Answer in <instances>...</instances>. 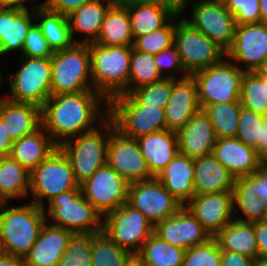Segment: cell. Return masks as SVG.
I'll return each mask as SVG.
<instances>
[{
  "mask_svg": "<svg viewBox=\"0 0 267 266\" xmlns=\"http://www.w3.org/2000/svg\"><path fill=\"white\" fill-rule=\"evenodd\" d=\"M255 72L263 79H267V58L263 63L255 70Z\"/></svg>",
  "mask_w": 267,
  "mask_h": 266,
  "instance_id": "94428289",
  "label": "cell"
},
{
  "mask_svg": "<svg viewBox=\"0 0 267 266\" xmlns=\"http://www.w3.org/2000/svg\"><path fill=\"white\" fill-rule=\"evenodd\" d=\"M0 266H27L24 257L0 252Z\"/></svg>",
  "mask_w": 267,
  "mask_h": 266,
  "instance_id": "6f0895ef",
  "label": "cell"
},
{
  "mask_svg": "<svg viewBox=\"0 0 267 266\" xmlns=\"http://www.w3.org/2000/svg\"><path fill=\"white\" fill-rule=\"evenodd\" d=\"M6 204L0 203V252L25 257L46 223L45 209L34 203L5 209Z\"/></svg>",
  "mask_w": 267,
  "mask_h": 266,
  "instance_id": "7a4b0ae2",
  "label": "cell"
},
{
  "mask_svg": "<svg viewBox=\"0 0 267 266\" xmlns=\"http://www.w3.org/2000/svg\"><path fill=\"white\" fill-rule=\"evenodd\" d=\"M236 138L254 148L264 159L267 156V116L242 107Z\"/></svg>",
  "mask_w": 267,
  "mask_h": 266,
  "instance_id": "74e56055",
  "label": "cell"
},
{
  "mask_svg": "<svg viewBox=\"0 0 267 266\" xmlns=\"http://www.w3.org/2000/svg\"><path fill=\"white\" fill-rule=\"evenodd\" d=\"M108 117L117 130L133 139L167 130L164 108L137 105L127 94L108 102Z\"/></svg>",
  "mask_w": 267,
  "mask_h": 266,
  "instance_id": "52a82bcc",
  "label": "cell"
},
{
  "mask_svg": "<svg viewBox=\"0 0 267 266\" xmlns=\"http://www.w3.org/2000/svg\"><path fill=\"white\" fill-rule=\"evenodd\" d=\"M129 186L108 164L80 185L84 197L102 217L128 202Z\"/></svg>",
  "mask_w": 267,
  "mask_h": 266,
  "instance_id": "9a60e30c",
  "label": "cell"
},
{
  "mask_svg": "<svg viewBox=\"0 0 267 266\" xmlns=\"http://www.w3.org/2000/svg\"><path fill=\"white\" fill-rule=\"evenodd\" d=\"M30 190V172L10 156L0 157V203L26 197Z\"/></svg>",
  "mask_w": 267,
  "mask_h": 266,
  "instance_id": "8d00e7d4",
  "label": "cell"
},
{
  "mask_svg": "<svg viewBox=\"0 0 267 266\" xmlns=\"http://www.w3.org/2000/svg\"><path fill=\"white\" fill-rule=\"evenodd\" d=\"M133 2H154V3H162L171 7L176 13L181 14L185 6L191 2L190 0H127ZM188 3V4H187Z\"/></svg>",
  "mask_w": 267,
  "mask_h": 266,
  "instance_id": "9f6ffc18",
  "label": "cell"
},
{
  "mask_svg": "<svg viewBox=\"0 0 267 266\" xmlns=\"http://www.w3.org/2000/svg\"><path fill=\"white\" fill-rule=\"evenodd\" d=\"M226 56L245 62V71L254 72L267 58V25L236 24L234 41Z\"/></svg>",
  "mask_w": 267,
  "mask_h": 266,
  "instance_id": "e0dca14e",
  "label": "cell"
},
{
  "mask_svg": "<svg viewBox=\"0 0 267 266\" xmlns=\"http://www.w3.org/2000/svg\"><path fill=\"white\" fill-rule=\"evenodd\" d=\"M1 79H2V74H1V70H0V86H1V83H2L1 82L2 80Z\"/></svg>",
  "mask_w": 267,
  "mask_h": 266,
  "instance_id": "03108f58",
  "label": "cell"
},
{
  "mask_svg": "<svg viewBox=\"0 0 267 266\" xmlns=\"http://www.w3.org/2000/svg\"><path fill=\"white\" fill-rule=\"evenodd\" d=\"M94 0H45L43 2L50 10L64 16H69L82 5Z\"/></svg>",
  "mask_w": 267,
  "mask_h": 266,
  "instance_id": "f907efd6",
  "label": "cell"
},
{
  "mask_svg": "<svg viewBox=\"0 0 267 266\" xmlns=\"http://www.w3.org/2000/svg\"><path fill=\"white\" fill-rule=\"evenodd\" d=\"M223 59L191 75L197 86L202 110L210 104L240 102L242 81L246 71L237 64Z\"/></svg>",
  "mask_w": 267,
  "mask_h": 266,
  "instance_id": "8992f818",
  "label": "cell"
},
{
  "mask_svg": "<svg viewBox=\"0 0 267 266\" xmlns=\"http://www.w3.org/2000/svg\"><path fill=\"white\" fill-rule=\"evenodd\" d=\"M120 1L127 8L134 40L139 36L161 29L172 18L179 15L171 7L162 3Z\"/></svg>",
  "mask_w": 267,
  "mask_h": 266,
  "instance_id": "4316f807",
  "label": "cell"
},
{
  "mask_svg": "<svg viewBox=\"0 0 267 266\" xmlns=\"http://www.w3.org/2000/svg\"><path fill=\"white\" fill-rule=\"evenodd\" d=\"M262 165L267 169V156L262 159Z\"/></svg>",
  "mask_w": 267,
  "mask_h": 266,
  "instance_id": "be15d7a7",
  "label": "cell"
},
{
  "mask_svg": "<svg viewBox=\"0 0 267 266\" xmlns=\"http://www.w3.org/2000/svg\"><path fill=\"white\" fill-rule=\"evenodd\" d=\"M226 9L234 15L236 24L260 23L259 0H223Z\"/></svg>",
  "mask_w": 267,
  "mask_h": 266,
  "instance_id": "7dc6e473",
  "label": "cell"
},
{
  "mask_svg": "<svg viewBox=\"0 0 267 266\" xmlns=\"http://www.w3.org/2000/svg\"><path fill=\"white\" fill-rule=\"evenodd\" d=\"M32 18L34 7L31 12L27 8H0V56L13 50L23 51Z\"/></svg>",
  "mask_w": 267,
  "mask_h": 266,
  "instance_id": "f1b7e54d",
  "label": "cell"
},
{
  "mask_svg": "<svg viewBox=\"0 0 267 266\" xmlns=\"http://www.w3.org/2000/svg\"><path fill=\"white\" fill-rule=\"evenodd\" d=\"M185 250L152 234L135 255L141 266H183Z\"/></svg>",
  "mask_w": 267,
  "mask_h": 266,
  "instance_id": "d590c367",
  "label": "cell"
},
{
  "mask_svg": "<svg viewBox=\"0 0 267 266\" xmlns=\"http://www.w3.org/2000/svg\"><path fill=\"white\" fill-rule=\"evenodd\" d=\"M254 233L258 245V260H267V220L254 222Z\"/></svg>",
  "mask_w": 267,
  "mask_h": 266,
  "instance_id": "816d5d0a",
  "label": "cell"
},
{
  "mask_svg": "<svg viewBox=\"0 0 267 266\" xmlns=\"http://www.w3.org/2000/svg\"><path fill=\"white\" fill-rule=\"evenodd\" d=\"M58 266H92V233L73 234Z\"/></svg>",
  "mask_w": 267,
  "mask_h": 266,
  "instance_id": "f6af8a7d",
  "label": "cell"
},
{
  "mask_svg": "<svg viewBox=\"0 0 267 266\" xmlns=\"http://www.w3.org/2000/svg\"><path fill=\"white\" fill-rule=\"evenodd\" d=\"M107 164L129 183L155 178L148 167L136 139L117 130L111 120L108 136Z\"/></svg>",
  "mask_w": 267,
  "mask_h": 266,
  "instance_id": "4fadbf2b",
  "label": "cell"
},
{
  "mask_svg": "<svg viewBox=\"0 0 267 266\" xmlns=\"http://www.w3.org/2000/svg\"><path fill=\"white\" fill-rule=\"evenodd\" d=\"M233 205L239 207L245 219L234 218L240 222L253 223L267 220V201L259 199L254 192V176H243L235 179Z\"/></svg>",
  "mask_w": 267,
  "mask_h": 266,
  "instance_id": "e575fe53",
  "label": "cell"
},
{
  "mask_svg": "<svg viewBox=\"0 0 267 266\" xmlns=\"http://www.w3.org/2000/svg\"><path fill=\"white\" fill-rule=\"evenodd\" d=\"M102 100L108 110V101L94 90L51 95L41 108L45 133L59 146L72 137L95 130L92 123L98 118Z\"/></svg>",
  "mask_w": 267,
  "mask_h": 266,
  "instance_id": "6da1fadb",
  "label": "cell"
},
{
  "mask_svg": "<svg viewBox=\"0 0 267 266\" xmlns=\"http://www.w3.org/2000/svg\"><path fill=\"white\" fill-rule=\"evenodd\" d=\"M132 47L89 43L94 90L108 102L118 95L128 94Z\"/></svg>",
  "mask_w": 267,
  "mask_h": 266,
  "instance_id": "3957f363",
  "label": "cell"
},
{
  "mask_svg": "<svg viewBox=\"0 0 267 266\" xmlns=\"http://www.w3.org/2000/svg\"><path fill=\"white\" fill-rule=\"evenodd\" d=\"M155 65L157 66L160 74L162 75L163 69L167 68L172 69L171 73L173 74H167L165 75V78H173L175 79V71L176 72H185L181 65V61L179 58V55L177 53L176 47L173 45L172 47L165 49L161 51L159 54L155 55Z\"/></svg>",
  "mask_w": 267,
  "mask_h": 266,
  "instance_id": "681fc988",
  "label": "cell"
},
{
  "mask_svg": "<svg viewBox=\"0 0 267 266\" xmlns=\"http://www.w3.org/2000/svg\"><path fill=\"white\" fill-rule=\"evenodd\" d=\"M266 79L255 71L245 72L239 97L242 107L267 116Z\"/></svg>",
  "mask_w": 267,
  "mask_h": 266,
  "instance_id": "b9f144b4",
  "label": "cell"
},
{
  "mask_svg": "<svg viewBox=\"0 0 267 266\" xmlns=\"http://www.w3.org/2000/svg\"><path fill=\"white\" fill-rule=\"evenodd\" d=\"M164 78L155 65V55L140 52L132 47L128 94L138 87L159 82Z\"/></svg>",
  "mask_w": 267,
  "mask_h": 266,
  "instance_id": "60d3db41",
  "label": "cell"
},
{
  "mask_svg": "<svg viewBox=\"0 0 267 266\" xmlns=\"http://www.w3.org/2000/svg\"><path fill=\"white\" fill-rule=\"evenodd\" d=\"M254 192L259 199L267 201V169L262 165L253 174Z\"/></svg>",
  "mask_w": 267,
  "mask_h": 266,
  "instance_id": "db71d44e",
  "label": "cell"
},
{
  "mask_svg": "<svg viewBox=\"0 0 267 266\" xmlns=\"http://www.w3.org/2000/svg\"><path fill=\"white\" fill-rule=\"evenodd\" d=\"M235 178L213 154L194 159L195 195L232 192Z\"/></svg>",
  "mask_w": 267,
  "mask_h": 266,
  "instance_id": "cb8c5ba5",
  "label": "cell"
},
{
  "mask_svg": "<svg viewBox=\"0 0 267 266\" xmlns=\"http://www.w3.org/2000/svg\"><path fill=\"white\" fill-rule=\"evenodd\" d=\"M69 190H81V187L74 178L69 160L57 148L30 172L29 191L33 196L32 203L44 208L42 198L46 197L49 201Z\"/></svg>",
  "mask_w": 267,
  "mask_h": 266,
  "instance_id": "9c48e42d",
  "label": "cell"
},
{
  "mask_svg": "<svg viewBox=\"0 0 267 266\" xmlns=\"http://www.w3.org/2000/svg\"><path fill=\"white\" fill-rule=\"evenodd\" d=\"M252 266H267V260H255Z\"/></svg>",
  "mask_w": 267,
  "mask_h": 266,
  "instance_id": "6125c7cd",
  "label": "cell"
},
{
  "mask_svg": "<svg viewBox=\"0 0 267 266\" xmlns=\"http://www.w3.org/2000/svg\"><path fill=\"white\" fill-rule=\"evenodd\" d=\"M102 231L135 256L154 233V226L138 209L126 202L104 216Z\"/></svg>",
  "mask_w": 267,
  "mask_h": 266,
  "instance_id": "7c38bea8",
  "label": "cell"
},
{
  "mask_svg": "<svg viewBox=\"0 0 267 266\" xmlns=\"http://www.w3.org/2000/svg\"><path fill=\"white\" fill-rule=\"evenodd\" d=\"M134 254L121 248L103 231L92 233V266H129Z\"/></svg>",
  "mask_w": 267,
  "mask_h": 266,
  "instance_id": "f35d334b",
  "label": "cell"
},
{
  "mask_svg": "<svg viewBox=\"0 0 267 266\" xmlns=\"http://www.w3.org/2000/svg\"><path fill=\"white\" fill-rule=\"evenodd\" d=\"M154 177L179 153L177 132L161 130L136 139Z\"/></svg>",
  "mask_w": 267,
  "mask_h": 266,
  "instance_id": "484cf974",
  "label": "cell"
},
{
  "mask_svg": "<svg viewBox=\"0 0 267 266\" xmlns=\"http://www.w3.org/2000/svg\"><path fill=\"white\" fill-rule=\"evenodd\" d=\"M212 154L235 179L252 175L262 166L256 150L236 137L217 139Z\"/></svg>",
  "mask_w": 267,
  "mask_h": 266,
  "instance_id": "44dd1931",
  "label": "cell"
},
{
  "mask_svg": "<svg viewBox=\"0 0 267 266\" xmlns=\"http://www.w3.org/2000/svg\"><path fill=\"white\" fill-rule=\"evenodd\" d=\"M154 234L169 244L184 250L202 245L212 238L185 206L173 216L156 224Z\"/></svg>",
  "mask_w": 267,
  "mask_h": 266,
  "instance_id": "ac0fdd59",
  "label": "cell"
},
{
  "mask_svg": "<svg viewBox=\"0 0 267 266\" xmlns=\"http://www.w3.org/2000/svg\"><path fill=\"white\" fill-rule=\"evenodd\" d=\"M172 92V78L144 85L127 94L137 105L165 108Z\"/></svg>",
  "mask_w": 267,
  "mask_h": 266,
  "instance_id": "7bdbcfd3",
  "label": "cell"
},
{
  "mask_svg": "<svg viewBox=\"0 0 267 266\" xmlns=\"http://www.w3.org/2000/svg\"><path fill=\"white\" fill-rule=\"evenodd\" d=\"M167 130L178 132L201 110L197 86L190 75L181 79L172 78L171 96L165 106Z\"/></svg>",
  "mask_w": 267,
  "mask_h": 266,
  "instance_id": "ffe728a7",
  "label": "cell"
},
{
  "mask_svg": "<svg viewBox=\"0 0 267 266\" xmlns=\"http://www.w3.org/2000/svg\"><path fill=\"white\" fill-rule=\"evenodd\" d=\"M185 207L214 238L234 218L233 193L195 195Z\"/></svg>",
  "mask_w": 267,
  "mask_h": 266,
  "instance_id": "d6986e66",
  "label": "cell"
},
{
  "mask_svg": "<svg viewBox=\"0 0 267 266\" xmlns=\"http://www.w3.org/2000/svg\"><path fill=\"white\" fill-rule=\"evenodd\" d=\"M34 16L40 18L36 24L53 52L80 43V40H73L67 16L50 10L44 3L34 7Z\"/></svg>",
  "mask_w": 267,
  "mask_h": 266,
  "instance_id": "1f68e13d",
  "label": "cell"
},
{
  "mask_svg": "<svg viewBox=\"0 0 267 266\" xmlns=\"http://www.w3.org/2000/svg\"><path fill=\"white\" fill-rule=\"evenodd\" d=\"M128 203L138 209L153 226L183 207L156 177L130 183Z\"/></svg>",
  "mask_w": 267,
  "mask_h": 266,
  "instance_id": "2e32d148",
  "label": "cell"
},
{
  "mask_svg": "<svg viewBox=\"0 0 267 266\" xmlns=\"http://www.w3.org/2000/svg\"><path fill=\"white\" fill-rule=\"evenodd\" d=\"M254 261L249 256L221 250V266H252Z\"/></svg>",
  "mask_w": 267,
  "mask_h": 266,
  "instance_id": "f5cc1de1",
  "label": "cell"
},
{
  "mask_svg": "<svg viewBox=\"0 0 267 266\" xmlns=\"http://www.w3.org/2000/svg\"><path fill=\"white\" fill-rule=\"evenodd\" d=\"M48 214L73 234L99 233L102 231V215L84 197L82 190H69L48 201Z\"/></svg>",
  "mask_w": 267,
  "mask_h": 266,
  "instance_id": "ba28073f",
  "label": "cell"
},
{
  "mask_svg": "<svg viewBox=\"0 0 267 266\" xmlns=\"http://www.w3.org/2000/svg\"><path fill=\"white\" fill-rule=\"evenodd\" d=\"M103 46H133L134 38L126 6L116 0L107 10L97 40Z\"/></svg>",
  "mask_w": 267,
  "mask_h": 266,
  "instance_id": "f546056e",
  "label": "cell"
},
{
  "mask_svg": "<svg viewBox=\"0 0 267 266\" xmlns=\"http://www.w3.org/2000/svg\"><path fill=\"white\" fill-rule=\"evenodd\" d=\"M24 1L28 0H0V8H27Z\"/></svg>",
  "mask_w": 267,
  "mask_h": 266,
  "instance_id": "680465c9",
  "label": "cell"
},
{
  "mask_svg": "<svg viewBox=\"0 0 267 266\" xmlns=\"http://www.w3.org/2000/svg\"><path fill=\"white\" fill-rule=\"evenodd\" d=\"M179 152L196 159L213 153L217 136L208 115L201 109L177 132Z\"/></svg>",
  "mask_w": 267,
  "mask_h": 266,
  "instance_id": "7402d4cb",
  "label": "cell"
},
{
  "mask_svg": "<svg viewBox=\"0 0 267 266\" xmlns=\"http://www.w3.org/2000/svg\"><path fill=\"white\" fill-rule=\"evenodd\" d=\"M185 206L194 196V159L178 153L156 177Z\"/></svg>",
  "mask_w": 267,
  "mask_h": 266,
  "instance_id": "d4e9b609",
  "label": "cell"
},
{
  "mask_svg": "<svg viewBox=\"0 0 267 266\" xmlns=\"http://www.w3.org/2000/svg\"><path fill=\"white\" fill-rule=\"evenodd\" d=\"M73 233L62 227L45 223L38 239L24 257L27 266H58Z\"/></svg>",
  "mask_w": 267,
  "mask_h": 266,
  "instance_id": "603a6c76",
  "label": "cell"
},
{
  "mask_svg": "<svg viewBox=\"0 0 267 266\" xmlns=\"http://www.w3.org/2000/svg\"><path fill=\"white\" fill-rule=\"evenodd\" d=\"M21 65V68L9 77L11 95L7 99L42 108L52 95L51 57H26Z\"/></svg>",
  "mask_w": 267,
  "mask_h": 266,
  "instance_id": "30bf717a",
  "label": "cell"
},
{
  "mask_svg": "<svg viewBox=\"0 0 267 266\" xmlns=\"http://www.w3.org/2000/svg\"><path fill=\"white\" fill-rule=\"evenodd\" d=\"M175 31L176 23H174V19L172 18V22L170 20L161 29L137 37L134 40L133 47L140 52L157 55L174 45Z\"/></svg>",
  "mask_w": 267,
  "mask_h": 266,
  "instance_id": "ee69618b",
  "label": "cell"
},
{
  "mask_svg": "<svg viewBox=\"0 0 267 266\" xmlns=\"http://www.w3.org/2000/svg\"><path fill=\"white\" fill-rule=\"evenodd\" d=\"M51 66L52 95L94 90L88 84L89 78L92 82L88 43H75L55 51L51 56Z\"/></svg>",
  "mask_w": 267,
  "mask_h": 266,
  "instance_id": "5b68a950",
  "label": "cell"
},
{
  "mask_svg": "<svg viewBox=\"0 0 267 266\" xmlns=\"http://www.w3.org/2000/svg\"><path fill=\"white\" fill-rule=\"evenodd\" d=\"M183 266H221V248L215 238L185 250Z\"/></svg>",
  "mask_w": 267,
  "mask_h": 266,
  "instance_id": "bcb514c9",
  "label": "cell"
},
{
  "mask_svg": "<svg viewBox=\"0 0 267 266\" xmlns=\"http://www.w3.org/2000/svg\"><path fill=\"white\" fill-rule=\"evenodd\" d=\"M129 266H141L136 260H134Z\"/></svg>",
  "mask_w": 267,
  "mask_h": 266,
  "instance_id": "e7e4bbea",
  "label": "cell"
},
{
  "mask_svg": "<svg viewBox=\"0 0 267 266\" xmlns=\"http://www.w3.org/2000/svg\"><path fill=\"white\" fill-rule=\"evenodd\" d=\"M174 46L185 75H192L219 62L226 53L186 19L176 22Z\"/></svg>",
  "mask_w": 267,
  "mask_h": 266,
  "instance_id": "8fae6325",
  "label": "cell"
},
{
  "mask_svg": "<svg viewBox=\"0 0 267 266\" xmlns=\"http://www.w3.org/2000/svg\"><path fill=\"white\" fill-rule=\"evenodd\" d=\"M259 2H260V13H261L260 23L267 25V0H259Z\"/></svg>",
  "mask_w": 267,
  "mask_h": 266,
  "instance_id": "91938a15",
  "label": "cell"
},
{
  "mask_svg": "<svg viewBox=\"0 0 267 266\" xmlns=\"http://www.w3.org/2000/svg\"><path fill=\"white\" fill-rule=\"evenodd\" d=\"M102 118L104 119L102 122H105L102 125L106 130L105 135L95 129L74 137L73 142L67 140L58 146L69 160L74 178L79 185L107 164L108 136L111 133L108 111L103 112Z\"/></svg>",
  "mask_w": 267,
  "mask_h": 266,
  "instance_id": "277c9868",
  "label": "cell"
},
{
  "mask_svg": "<svg viewBox=\"0 0 267 266\" xmlns=\"http://www.w3.org/2000/svg\"><path fill=\"white\" fill-rule=\"evenodd\" d=\"M103 1H106V6ZM115 1L116 0H94L82 5L67 16L73 39L74 32H79L88 36L81 40L80 43L89 44L95 42L98 38L104 16Z\"/></svg>",
  "mask_w": 267,
  "mask_h": 266,
  "instance_id": "d6a6232c",
  "label": "cell"
},
{
  "mask_svg": "<svg viewBox=\"0 0 267 266\" xmlns=\"http://www.w3.org/2000/svg\"><path fill=\"white\" fill-rule=\"evenodd\" d=\"M242 105L240 102L207 105L203 111L208 115L217 139L236 137Z\"/></svg>",
  "mask_w": 267,
  "mask_h": 266,
  "instance_id": "ab89813d",
  "label": "cell"
},
{
  "mask_svg": "<svg viewBox=\"0 0 267 266\" xmlns=\"http://www.w3.org/2000/svg\"><path fill=\"white\" fill-rule=\"evenodd\" d=\"M192 8V18L186 21L226 53L234 41L236 22L234 15L226 9L224 1L200 0Z\"/></svg>",
  "mask_w": 267,
  "mask_h": 266,
  "instance_id": "5bb4252c",
  "label": "cell"
},
{
  "mask_svg": "<svg viewBox=\"0 0 267 266\" xmlns=\"http://www.w3.org/2000/svg\"><path fill=\"white\" fill-rule=\"evenodd\" d=\"M53 53L40 28L36 23H33L26 35L21 55L23 54L22 56L25 57L49 58Z\"/></svg>",
  "mask_w": 267,
  "mask_h": 266,
  "instance_id": "c3c4849f",
  "label": "cell"
},
{
  "mask_svg": "<svg viewBox=\"0 0 267 266\" xmlns=\"http://www.w3.org/2000/svg\"><path fill=\"white\" fill-rule=\"evenodd\" d=\"M57 148L58 145L49 134H44L41 126L34 133L15 140L9 156L31 172Z\"/></svg>",
  "mask_w": 267,
  "mask_h": 266,
  "instance_id": "4dcf8cb0",
  "label": "cell"
},
{
  "mask_svg": "<svg viewBox=\"0 0 267 266\" xmlns=\"http://www.w3.org/2000/svg\"><path fill=\"white\" fill-rule=\"evenodd\" d=\"M14 141L6 129V124L0 118V157H8Z\"/></svg>",
  "mask_w": 267,
  "mask_h": 266,
  "instance_id": "11a10c76",
  "label": "cell"
},
{
  "mask_svg": "<svg viewBox=\"0 0 267 266\" xmlns=\"http://www.w3.org/2000/svg\"><path fill=\"white\" fill-rule=\"evenodd\" d=\"M0 118L13 141L37 131L42 126L41 108L28 103L0 99Z\"/></svg>",
  "mask_w": 267,
  "mask_h": 266,
  "instance_id": "83f0119b",
  "label": "cell"
},
{
  "mask_svg": "<svg viewBox=\"0 0 267 266\" xmlns=\"http://www.w3.org/2000/svg\"><path fill=\"white\" fill-rule=\"evenodd\" d=\"M221 250L240 253L258 260V245L254 222L232 220L215 237Z\"/></svg>",
  "mask_w": 267,
  "mask_h": 266,
  "instance_id": "836d02e7",
  "label": "cell"
}]
</instances>
